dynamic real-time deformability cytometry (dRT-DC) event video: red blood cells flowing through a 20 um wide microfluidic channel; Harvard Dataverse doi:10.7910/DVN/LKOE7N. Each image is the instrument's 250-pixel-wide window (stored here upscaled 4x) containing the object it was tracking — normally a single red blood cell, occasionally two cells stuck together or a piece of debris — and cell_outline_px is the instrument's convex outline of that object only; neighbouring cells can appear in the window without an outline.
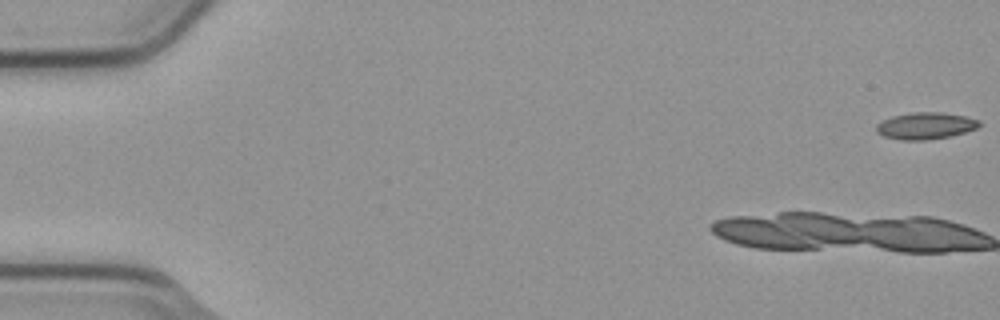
{"species": "common noctule bat (a hibernating species)", "species_latin": "Nyctalus noctula", "temperature_condition": "cold", "stored_images_in_passage": 4, "segment_of_instrument_passage": [2, 2], "camera_frame_rate_fps": 3000, "um_per_image_px": 0.085, "animal": {"sex": "male", "body_mass_g": 23.1, "forearm_length_mm": 52.7}, "frame": {"image": 1, "passage_image": 4, "time_ms": 1.0, "image_size_px": [1000, 320], "cell_outline_px": [[980, 124], [976, 128], [952, 136], [928, 140], [900, 140], [884, 136], [876, 132], [876, 124], [892, 116], [912, 112], [944, 112], [964, 116], [980, 120]], "centroid_in_image_um": [78.66, 10.69], "position_along_channel_um": 6.3, "area_um2": 16.13}}